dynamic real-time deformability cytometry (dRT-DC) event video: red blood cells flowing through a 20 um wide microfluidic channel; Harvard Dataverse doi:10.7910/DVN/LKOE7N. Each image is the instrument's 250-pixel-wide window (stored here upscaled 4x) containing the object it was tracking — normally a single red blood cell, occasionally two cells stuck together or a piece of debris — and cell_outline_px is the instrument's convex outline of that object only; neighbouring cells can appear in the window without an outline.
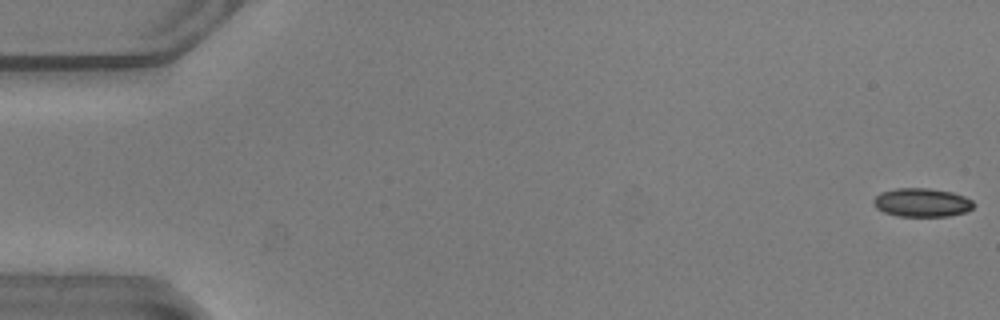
{"species": "common noctule bat (a hibernating species)", "species_latin": "Nyctalus noctula", "temperature_condition": "warm", "stored_images_in_passage": 12, "camera_frame_rate_fps": 3000, "um_per_image_px": 0.085, "animal": {"sex": "male", "body_mass_g": 20.5, "forearm_length_mm": 52.5}, "frame": {"image": 1, "passage_image": 1, "time_ms": 0.0, "image_size_px": [1000, 320], "cell_outline_px": [[976, 204], [972, 208], [964, 212], [948, 216], [896, 216], [884, 212], [876, 208], [872, 204], [872, 200], [880, 192], [896, 188], [928, 188], [952, 192], [964, 196], [972, 200]], "centroid_in_image_um": [78.33, 17.21], "position_along_channel_um": 6.7, "area_um2": 16.82}}